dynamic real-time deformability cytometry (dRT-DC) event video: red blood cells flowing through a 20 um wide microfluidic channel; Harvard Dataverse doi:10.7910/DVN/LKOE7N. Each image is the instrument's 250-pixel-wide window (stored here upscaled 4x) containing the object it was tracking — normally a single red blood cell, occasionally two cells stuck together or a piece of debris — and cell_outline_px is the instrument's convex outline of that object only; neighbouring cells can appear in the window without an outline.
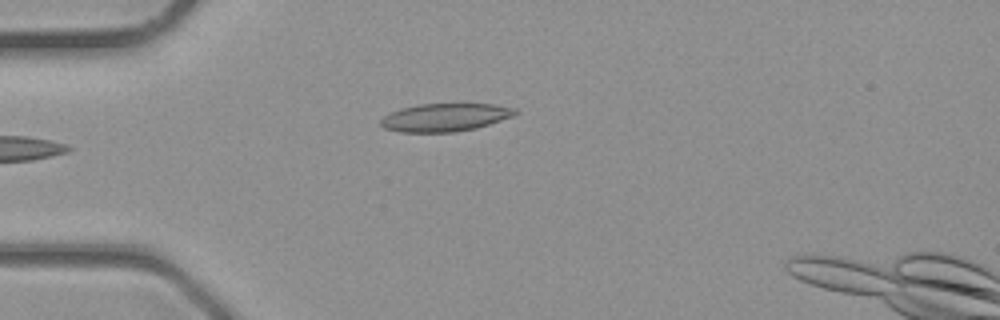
{"species": "common noctule bat (a hibernating species)", "species_latin": "Nyctalus noctula", "temperature_condition": "room temperature", "stored_images_in_passage": 2, "camera_frame_rate_fps": 3000, "um_per_image_px": 0.085, "animal": {"sex": "male", "body_mass_g": 23.1, "forearm_length_mm": 52.7}, "frame": {"image": 1, "passage_image": 2, "time_ms": 0.333, "image_size_px": [1000, 320], "cell_outline_px": [[520, 112], [512, 116], [476, 128], [452, 132], [400, 132], [384, 128], [380, 124], [380, 120], [384, 116], [400, 108], [420, 104], [492, 104], [516, 108]], "centroid_in_image_um": [37.82, 9.97], "position_along_channel_um": 47.2, "area_um2": 21.79}}